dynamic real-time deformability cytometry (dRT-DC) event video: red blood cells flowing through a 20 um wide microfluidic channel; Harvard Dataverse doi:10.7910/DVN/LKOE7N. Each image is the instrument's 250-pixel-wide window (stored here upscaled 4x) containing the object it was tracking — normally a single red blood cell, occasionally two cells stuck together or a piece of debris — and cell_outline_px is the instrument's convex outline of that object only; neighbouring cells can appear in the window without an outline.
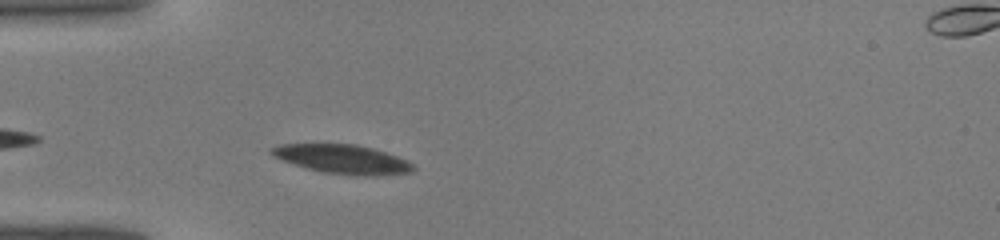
{"species": "common noctule bat (a hibernating species)", "species_latin": "Nyctalus noctula", "temperature_condition": "warm", "stored_images_in_passage": 6, "camera_frame_rate_fps": 3000, "um_per_image_px": 0.085, "animal": {"sex": "male", "body_mass_g": 19.0, "forearm_length_mm": 50.8}, "frame": {"image": 1, "passage_image": 2, "time_ms": 0.333, "image_size_px": [1000, 240], "cell_outline_px": [[416, 168], [412, 172], [372, 176], [364, 176], [324, 172], [308, 168], [272, 156], [268, 152], [268, 148], [276, 144], [356, 144], [372, 148], [396, 156], [412, 164]], "centroid_in_image_um": [29.07, 13.52], "position_along_channel_um": 55.9, "area_um2": 23.7}}